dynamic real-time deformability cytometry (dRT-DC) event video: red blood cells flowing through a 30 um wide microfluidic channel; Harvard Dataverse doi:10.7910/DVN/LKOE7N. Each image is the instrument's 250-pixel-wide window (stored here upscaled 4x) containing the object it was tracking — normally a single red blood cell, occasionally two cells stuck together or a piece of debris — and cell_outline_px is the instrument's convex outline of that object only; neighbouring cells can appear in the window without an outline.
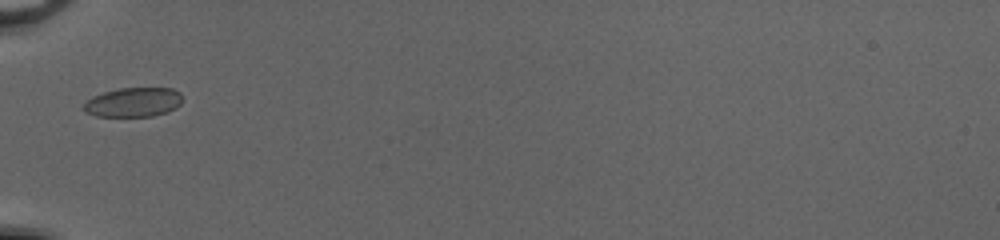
{"species": "common noctule bat (a hibernating species)", "species_latin": "Nyctalus noctula", "temperature_condition": "cold", "stored_images_in_passage": 6, "camera_frame_rate_fps": 3000, "um_per_image_px": 0.085, "animal": {"sex": "female", "body_mass_g": 20.0, "forearm_length_mm": 54.0}, "frame": {"image": 1, "passage_image": 1, "time_ms": 0.0, "image_size_px": [1000, 240], "cell_outline_px": [[180, 104], [176, 108], [168, 112], [152, 116], [96, 116], [84, 112], [80, 108], [92, 96], [104, 92], [120, 88], [172, 88], [180, 92]], "centroid_in_image_um": [11.3, 8.69], "position_along_channel_um": 73.7, "area_um2": 16.94}}